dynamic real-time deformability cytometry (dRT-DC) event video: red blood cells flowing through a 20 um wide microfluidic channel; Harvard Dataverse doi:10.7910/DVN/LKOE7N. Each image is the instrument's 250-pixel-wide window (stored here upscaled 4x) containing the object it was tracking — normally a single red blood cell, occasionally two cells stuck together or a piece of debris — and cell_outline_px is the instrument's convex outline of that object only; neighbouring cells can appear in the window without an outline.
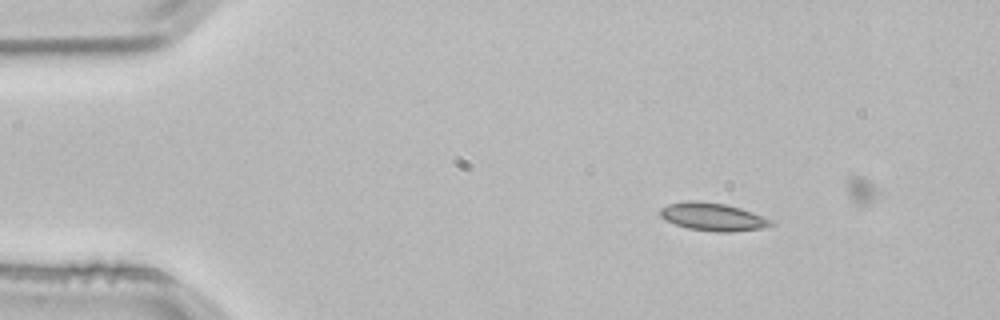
{"species": "common noctule bat (a hibernating species)", "species_latin": "Nyctalus noctula", "temperature_condition": "room temperature", "stored_images_in_passage": 2, "camera_frame_rate_fps": 3000, "um_per_image_px": 0.085, "animal": {"sex": "male", "body_mass_g": 21.5, "forearm_length_mm": 52.0}, "frame": {"image": 1, "passage_image": 1, "time_ms": 0.0, "image_size_px": [1000, 320], "cell_outline_px": [[776, 224], [764, 228], [732, 232], [716, 232], [688, 228], [664, 220], [660, 216], [660, 208], [668, 204], [688, 200], [692, 200], [724, 204], [740, 208], [776, 220]], "centroid_in_image_um": [60.64, 18.44], "position_along_channel_um": 24.4, "area_um2": 18.21}}